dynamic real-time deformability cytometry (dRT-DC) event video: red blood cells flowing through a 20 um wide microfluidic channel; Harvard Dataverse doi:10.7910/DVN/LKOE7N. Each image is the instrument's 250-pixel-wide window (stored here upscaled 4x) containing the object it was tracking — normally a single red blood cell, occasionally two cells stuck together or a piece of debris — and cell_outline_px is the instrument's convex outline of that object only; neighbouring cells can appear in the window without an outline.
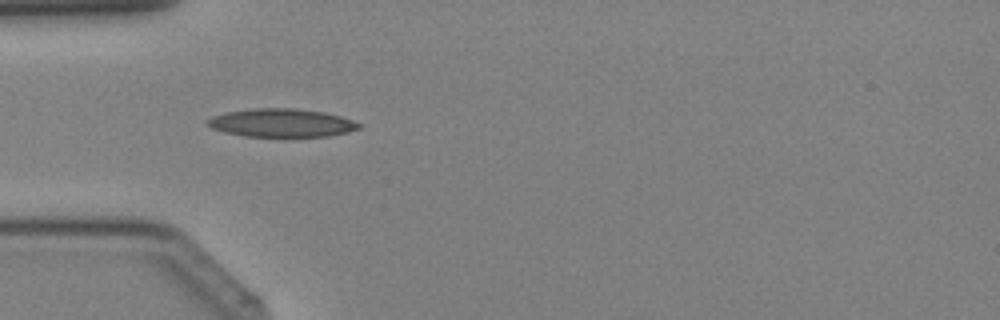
{"species": "Egyptian fruit bat (a non-hibernating species)", "species_latin": "Rousettus aegyptiacus", "temperature_condition": "cold", "stored_images_in_passage": 38, "camera_frame_rate_fps": 3000, "um_per_image_px": 0.085, "animal": {"sex": "female"}, "frame": {"image": 1, "passage_image": 11, "time_ms": 3.333, "image_size_px": [1000, 320], "cell_outline_px": [[360, 128], [348, 132], [328, 136], [244, 136], [212, 128], [204, 124], [212, 116], [228, 112], [252, 108], [296, 108], [324, 112], [340, 116], [352, 120], [360, 124]], "centroid_in_image_um": [23.93, 10.43], "position_along_channel_um": 61.1, "area_um2": 24.74}}
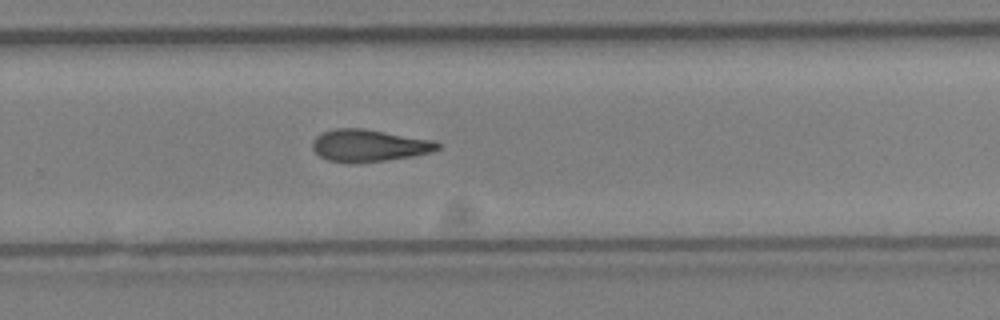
{"frame": {"image": 2, "passage_image": 25, "time_ms": 8.0, "image_size_px": [1000, 320], "cell_outline_px": [[440, 148], [432, 152], [412, 156], [384, 160], [328, 160], [320, 156], [312, 148], [312, 144], [316, 136], [324, 132], [336, 128], [364, 128], [436, 140], [440, 144]], "centroid_in_image_um": [31.44, 12.32], "position_along_channel_um": 298.4, "area_um2": 22.77}}
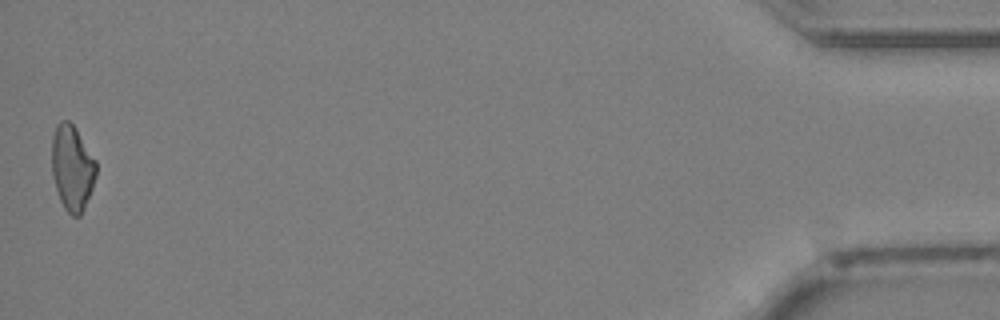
{"frame": {"image": 3, "passage_image": 38, "time_ms": 12.333, "image_size_px": [1000, 320], "cell_outline_px": [[96, 176], [92, 188], [84, 208], [80, 216], [72, 216], [64, 208], [60, 200], [52, 176], [52, 136], [56, 124], [60, 120], [68, 120], [76, 128], [96, 160]], "centroid_in_image_um": [6.13, 14.24], "position_along_channel_um": 429.1, "area_um2": 22.14}}